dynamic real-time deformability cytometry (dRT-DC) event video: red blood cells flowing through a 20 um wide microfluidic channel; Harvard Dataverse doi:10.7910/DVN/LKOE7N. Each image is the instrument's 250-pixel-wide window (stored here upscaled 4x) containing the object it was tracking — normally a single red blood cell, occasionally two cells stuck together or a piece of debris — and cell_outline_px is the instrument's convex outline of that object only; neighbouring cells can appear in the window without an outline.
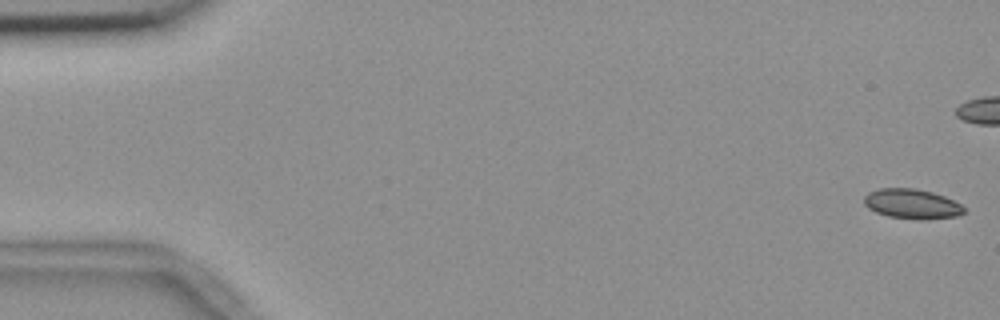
{"species": "common noctule bat (a hibernating species)", "species_latin": "Nyctalus noctula", "temperature_condition": "room temperature", "stored_images_in_passage": 10, "camera_frame_rate_fps": 3000, "um_per_image_px": 0.085, "animal": {"sex": "female", "body_mass_g": 18.4}, "frame": {"image": 1, "passage_image": 1, "time_ms": 0.0, "image_size_px": [1000, 320], "cell_outline_px": [[964, 212], [956, 216], [924, 220], [920, 220], [888, 216], [876, 212], [868, 208], [864, 204], [864, 196], [868, 192], [880, 188], [916, 188], [932, 192], [944, 196], [960, 204], [964, 208]], "centroid_in_image_um": [77.49, 17.33], "position_along_channel_um": 7.5, "area_um2": 17.34}}